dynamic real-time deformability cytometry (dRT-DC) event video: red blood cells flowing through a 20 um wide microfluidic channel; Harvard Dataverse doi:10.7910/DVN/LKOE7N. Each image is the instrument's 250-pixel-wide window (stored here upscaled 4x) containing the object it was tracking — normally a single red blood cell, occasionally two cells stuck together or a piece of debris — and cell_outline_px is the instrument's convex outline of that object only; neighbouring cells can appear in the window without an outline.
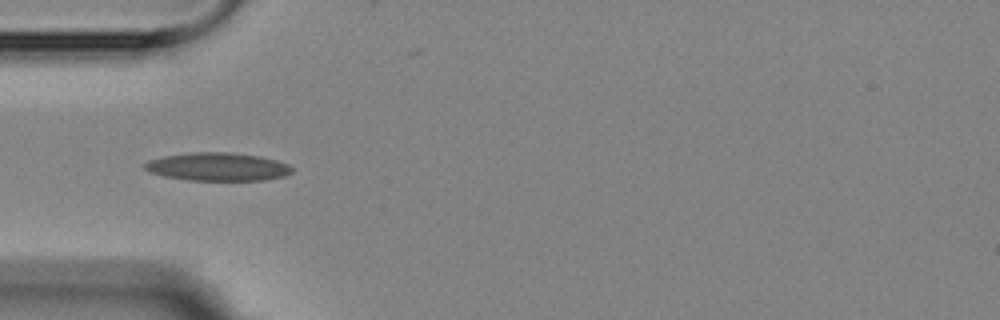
{"species": "Egyptian fruit bat (a non-hibernating species)", "species_latin": "Rousettus aegyptiacus", "temperature_condition": "room temperature", "stored_images_in_passage": 8, "camera_frame_rate_fps": 3000, "um_per_image_px": 0.085, "animal": {"sex": "female"}, "frame": {"image": 1, "passage_image": 2, "time_ms": 1.667, "image_size_px": [1000, 320], "cell_outline_px": [[292, 172], [284, 176], [264, 180], [188, 180], [164, 176], [148, 172], [144, 168], [144, 164], [148, 160], [164, 156], [192, 152], [228, 152], [260, 156], [276, 160], [288, 164], [292, 168]], "centroid_in_image_um": [18.48, 14.17], "position_along_channel_um": 66.5, "area_um2": 24.16}}
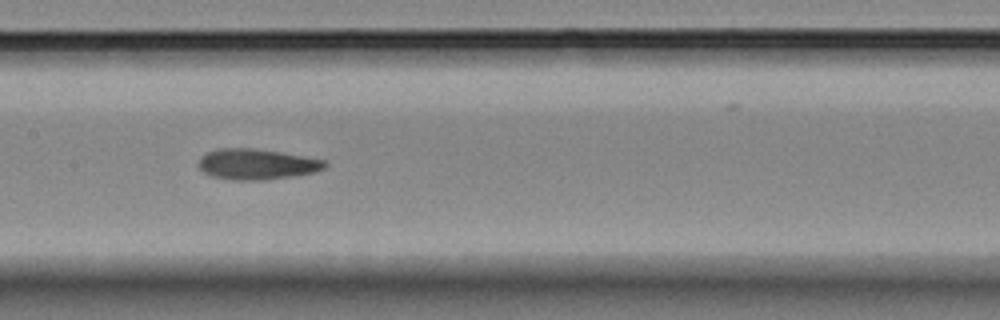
{"frame": {"image": 2, "passage_image": 5, "time_ms": 5.0, "image_size_px": [1000, 320], "cell_outline_px": [[328, 164], [324, 168], [316, 172], [296, 176], [264, 180], [232, 180], [208, 176], [200, 168], [200, 160], [208, 152], [216, 148], [252, 148], [280, 152], [324, 160]], "centroid_in_image_um": [21.84, 13.97], "position_along_channel_um": 185.6, "area_um2": 22.54}}
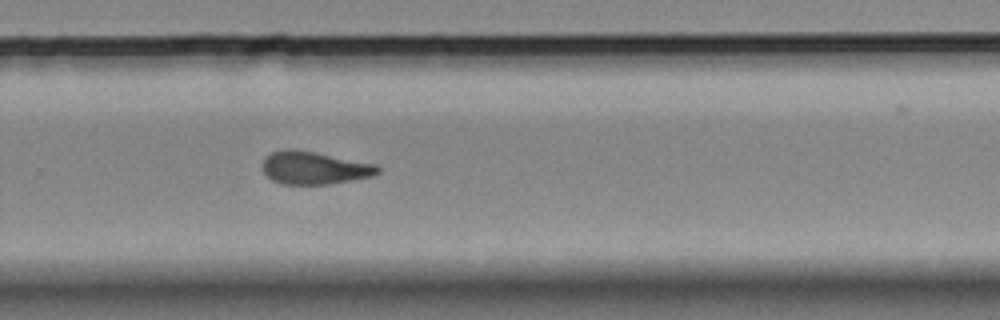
{"frame": {"image": 3, "passage_image": 8, "time_ms": 8.333, "image_size_px": [1000, 320], "cell_outline_px": [[380, 172], [372, 176], [328, 184], [284, 184], [272, 180], [264, 172], [264, 160], [272, 152], [288, 148], [312, 152], [376, 164], [380, 168]], "centroid_in_image_um": [26.73, 14.28], "position_along_channel_um": 303.1, "area_um2": 21.5}}